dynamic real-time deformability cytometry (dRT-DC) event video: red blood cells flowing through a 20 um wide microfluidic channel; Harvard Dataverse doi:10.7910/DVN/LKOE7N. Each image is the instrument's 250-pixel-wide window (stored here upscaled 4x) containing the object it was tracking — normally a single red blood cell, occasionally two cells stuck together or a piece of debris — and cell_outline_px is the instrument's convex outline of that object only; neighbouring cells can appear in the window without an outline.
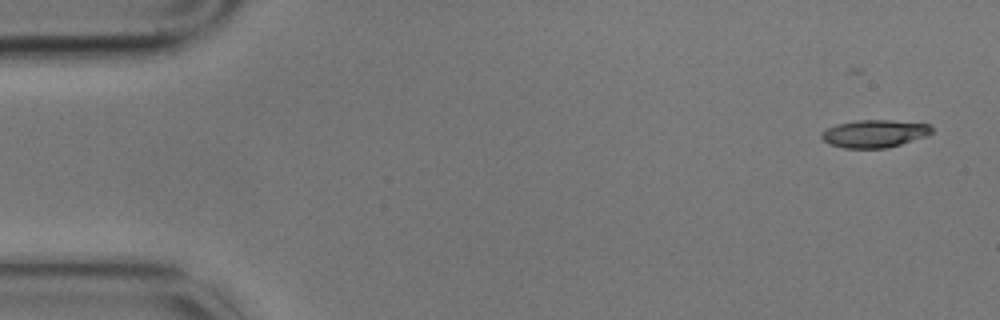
{"species": "common noctule bat (a hibernating species)", "species_latin": "Nyctalus noctula", "temperature_condition": "cold", "stored_images_in_passage": 6, "segment_of_instrument_passage": [1, 2], "camera_frame_rate_fps": 3000, "um_per_image_px": 0.085, "animal": {"sex": "male", "body_mass_g": 17.9}, "frame": {"image": 1, "passage_image": 1, "time_ms": 0.0, "image_size_px": [1000, 320], "cell_outline_px": [[932, 132], [924, 136], [900, 144], [884, 148], [844, 148], [828, 144], [820, 136], [820, 132], [836, 124], [856, 120], [892, 120], [928, 124], [932, 128]], "centroid_in_image_um": [74.27, 11.35], "position_along_channel_um": 10.7, "area_um2": 17.63}}